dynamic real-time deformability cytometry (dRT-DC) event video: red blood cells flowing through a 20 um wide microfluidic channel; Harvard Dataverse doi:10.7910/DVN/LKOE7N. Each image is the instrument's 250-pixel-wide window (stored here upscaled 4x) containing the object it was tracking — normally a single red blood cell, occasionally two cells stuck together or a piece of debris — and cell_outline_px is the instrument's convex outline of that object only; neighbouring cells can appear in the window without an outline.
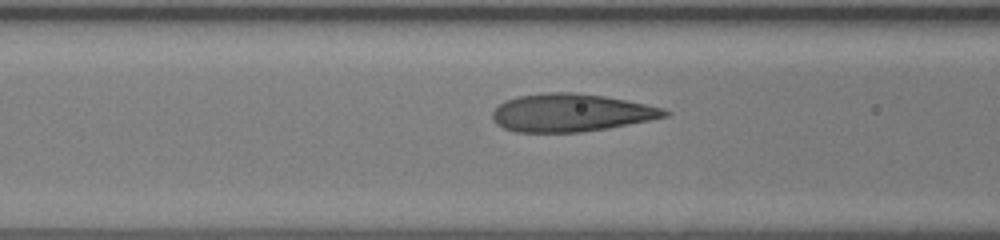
{"species": "human", "species_latin": "Homo sapiens", "temperature_condition": "room temperature", "stored_images_in_passage": 39, "camera_frame_rate_fps": 3000, "um_per_image_px": 0.085, "donor": {"sex": "female"}, "frame": {"image": 1, "passage_image": 17, "time_ms": 5.333, "image_size_px": [1000, 240], "cell_outline_px": [[672, 112], [668, 116], [652, 120], [608, 128], [580, 132], [516, 132], [504, 128], [496, 124], [492, 120], [492, 112], [504, 100], [516, 96], [544, 92], [576, 92], [604, 96], [664, 108]], "centroid_in_image_um": [48.52, 9.58], "position_along_channel_um": 118.1, "area_um2": 38.21}}
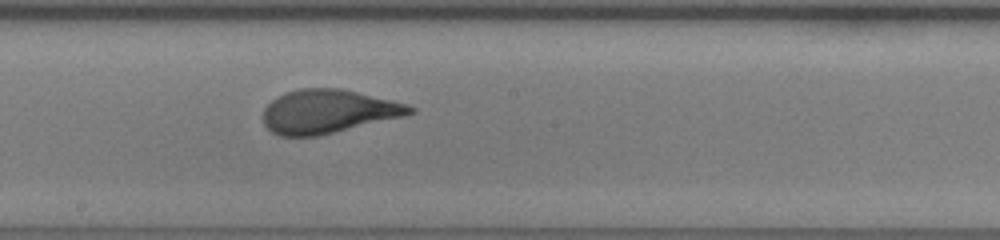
{"frame": {"image": 2, "passage_image": 24, "time_ms": 7.667, "image_size_px": [1000, 240], "cell_outline_px": [[416, 112], [400, 116], [316, 136], [280, 136], [272, 132], [264, 124], [264, 108], [276, 96], [284, 92], [300, 88], [340, 88], [392, 100], [408, 104], [416, 108]], "centroid_in_image_um": [27.84, 9.45], "position_along_channel_um": 220.4, "area_um2": 36.82}}
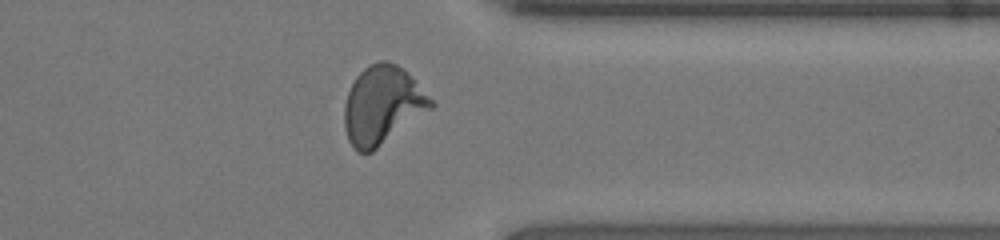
{"frame": {"image": 3, "passage_image": 35, "time_ms": 11.333, "image_size_px": [1000, 240], "cell_outline_px": [[436, 104], [432, 108], [372, 152], [356, 152], [348, 140], [344, 128], [344, 104], [348, 92], [356, 76], [368, 64], [380, 60], [388, 60], [396, 64]], "centroid_in_image_um": [32.45, 8.96], "position_along_channel_um": 379.0, "area_um2": 38.84}}